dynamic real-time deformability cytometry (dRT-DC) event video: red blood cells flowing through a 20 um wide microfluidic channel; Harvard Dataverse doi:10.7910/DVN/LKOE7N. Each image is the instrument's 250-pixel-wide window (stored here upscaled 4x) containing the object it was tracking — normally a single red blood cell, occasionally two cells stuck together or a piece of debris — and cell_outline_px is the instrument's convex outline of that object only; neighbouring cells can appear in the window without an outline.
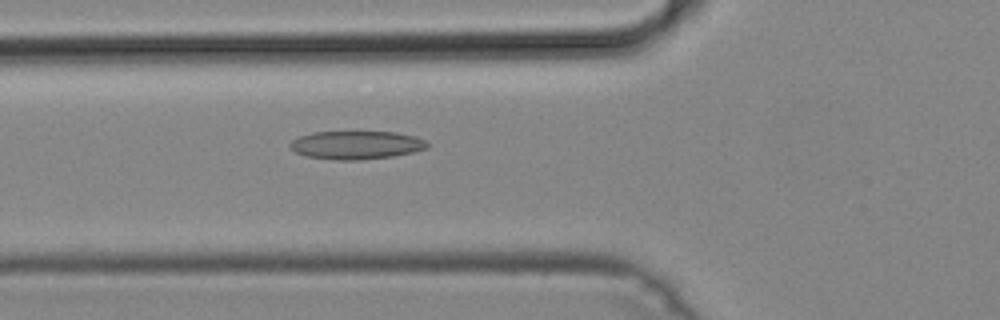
{"species": "common noctule bat (a hibernating species)", "species_latin": "Nyctalus noctula", "temperature_condition": "cold", "stored_images_in_passage": 47, "camera_frame_rate_fps": 3000, "um_per_image_px": 0.085, "animal": {"sex": "male", "body_mass_g": 19.2, "forearm_length_mm": 51.8}, "frame": {"image": 1, "passage_image": 16, "time_ms": 5.0, "image_size_px": [1000, 320], "cell_outline_px": [[428, 148], [412, 152], [392, 156], [360, 160], [336, 160], [304, 156], [296, 152], [288, 144], [292, 140], [300, 136], [312, 132], [396, 132], [416, 136], [424, 140], [428, 144]], "centroid_in_image_um": [30.27, 12.33], "position_along_channel_um": 95.5, "area_um2": 22.6}}
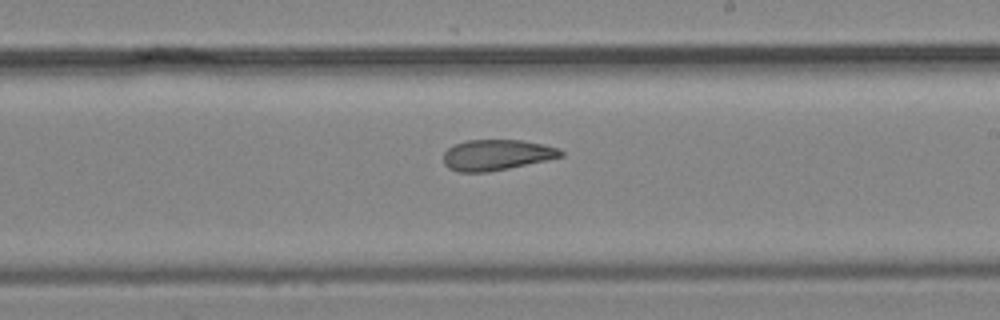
{"frame": {"image": 2, "passage_image": 27, "time_ms": 8.667, "image_size_px": [1000, 320], "cell_outline_px": [[564, 156], [508, 168], [488, 172], [456, 172], [448, 168], [444, 164], [444, 152], [452, 144], [468, 140], [520, 140], [544, 144], [560, 148], [564, 152]], "centroid_in_image_um": [42.2, 13.16], "position_along_channel_um": 246.8, "area_um2": 21.1}}
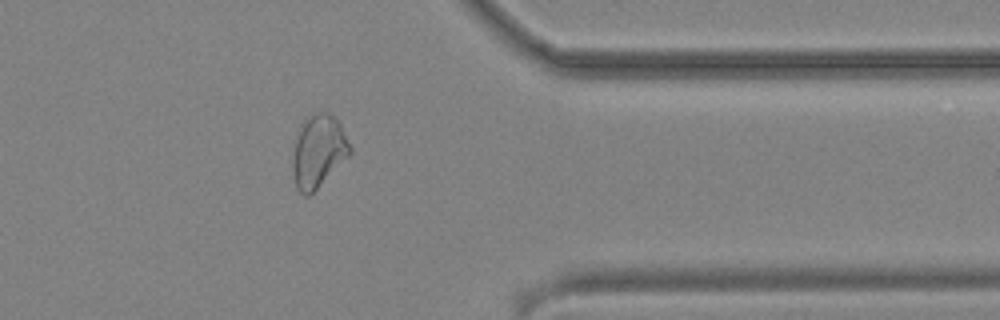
{"frame": {"image": 3, "passage_image": 38, "time_ms": 12.333, "image_size_px": [1000, 320], "cell_outline_px": [[352, 152], [308, 196], [304, 196], [296, 188], [292, 172], [292, 164], [296, 140], [300, 124], [316, 112], [324, 112], [332, 116], [340, 124], [352, 148]], "centroid_in_image_um": [27.05, 12.86], "position_along_channel_um": 384.4, "area_um2": 23.64}}